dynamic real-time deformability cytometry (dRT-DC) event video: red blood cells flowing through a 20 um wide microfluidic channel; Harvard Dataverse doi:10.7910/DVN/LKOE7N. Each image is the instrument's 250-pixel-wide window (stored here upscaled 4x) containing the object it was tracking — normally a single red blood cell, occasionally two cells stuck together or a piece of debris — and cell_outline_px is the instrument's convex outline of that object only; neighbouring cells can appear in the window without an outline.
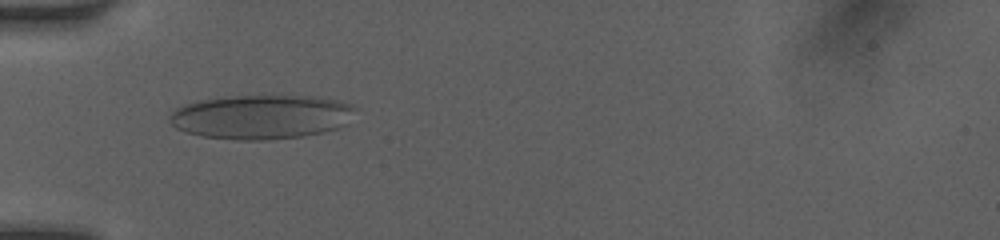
{"species": "human", "species_latin": "Homo sapiens", "temperature_condition": "room temperature", "stored_images_in_passage": 37, "camera_frame_rate_fps": 3000, "um_per_image_px": 0.085, "donor": {"sex": "female"}, "frame": {"image": 1, "passage_image": 4, "time_ms": 1.0, "image_size_px": [1000, 240], "cell_outline_px": [[356, 108], [348, 124], [336, 128], [304, 136], [268, 140], [240, 140], [204, 136], [184, 132], [176, 128], [168, 120], [168, 116], [176, 108], [184, 104], [200, 100], [228, 96], [316, 96], [340, 100], [352, 104]], "centroid_in_image_um": [22.22, 9.93], "position_along_channel_um": 62.8, "area_um2": 48.15}}
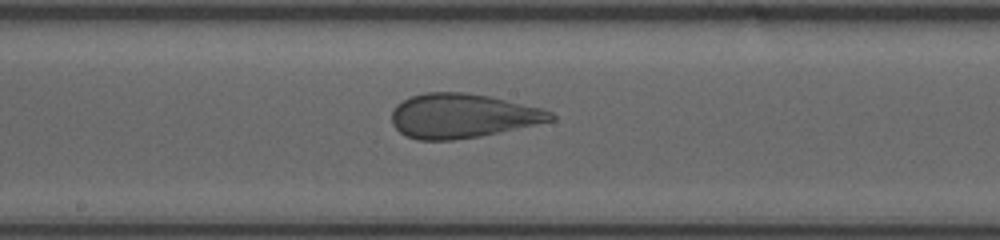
{"frame": {"image": 2, "passage_image": 15, "time_ms": 4.667, "image_size_px": [1000, 240], "cell_outline_px": [[556, 120], [480, 136], [452, 140], [416, 140], [404, 136], [392, 124], [392, 112], [396, 104], [412, 96], [424, 92], [464, 92], [488, 96], [540, 108], [552, 112], [556, 116]], "centroid_in_image_um": [39.28, 9.85], "position_along_channel_um": 208.9, "area_um2": 40.98}}
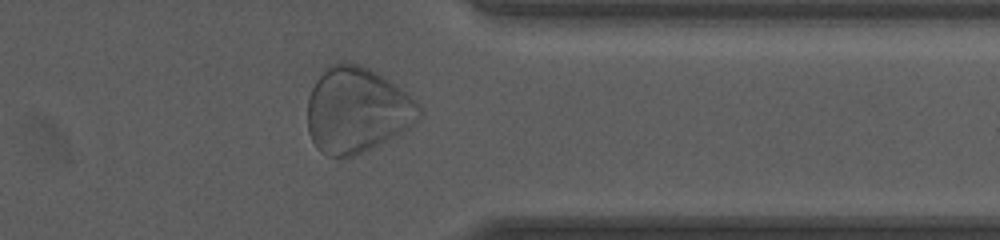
{"frame": {"image": 3, "passage_image": 28, "time_ms": 9.0, "image_size_px": [1000, 240], "cell_outline_px": [[424, 112], [412, 124], [400, 132], [380, 144], [372, 148], [352, 156], [340, 160], [328, 156], [320, 152], [316, 148], [308, 132], [308, 96], [316, 80], [324, 68], [336, 60], [344, 60], [360, 64], [376, 72], [400, 88], [416, 100], [420, 104]], "centroid_in_image_um": [30.3, 9.35], "position_along_channel_um": 381.1, "area_um2": 56.18}}